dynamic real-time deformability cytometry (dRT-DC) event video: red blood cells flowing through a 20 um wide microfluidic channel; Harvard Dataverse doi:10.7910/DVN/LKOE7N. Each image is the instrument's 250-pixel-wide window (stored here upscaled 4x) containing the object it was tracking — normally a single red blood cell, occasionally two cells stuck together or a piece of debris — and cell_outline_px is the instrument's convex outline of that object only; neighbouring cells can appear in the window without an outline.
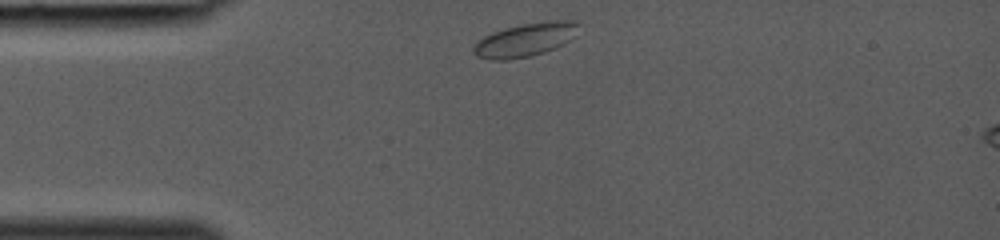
{"species": "common noctule bat (a hibernating species)", "species_latin": "Nyctalus noctula", "temperature_condition": "room temperature", "stored_images_in_passage": 3, "segment_of_instrument_passage": [1, 2], "camera_frame_rate_fps": 3000, "um_per_image_px": 0.085, "animal": {"sex": "female", "body_mass_g": 19.0, "forearm_length_mm": 53.3}, "frame": {"image": 1, "passage_image": 1, "time_ms": 0.0, "image_size_px": [1000, 240], "cell_outline_px": [[580, 24], [568, 40], [564, 44], [544, 52], [528, 56], [504, 60], [492, 60], [476, 56], [472, 52], [472, 48], [476, 40], [492, 32], [504, 28], [524, 24], [548, 20], [576, 20]], "centroid_in_image_um": [44.59, 3.37], "position_along_channel_um": 40.4, "area_um2": 20.4}}